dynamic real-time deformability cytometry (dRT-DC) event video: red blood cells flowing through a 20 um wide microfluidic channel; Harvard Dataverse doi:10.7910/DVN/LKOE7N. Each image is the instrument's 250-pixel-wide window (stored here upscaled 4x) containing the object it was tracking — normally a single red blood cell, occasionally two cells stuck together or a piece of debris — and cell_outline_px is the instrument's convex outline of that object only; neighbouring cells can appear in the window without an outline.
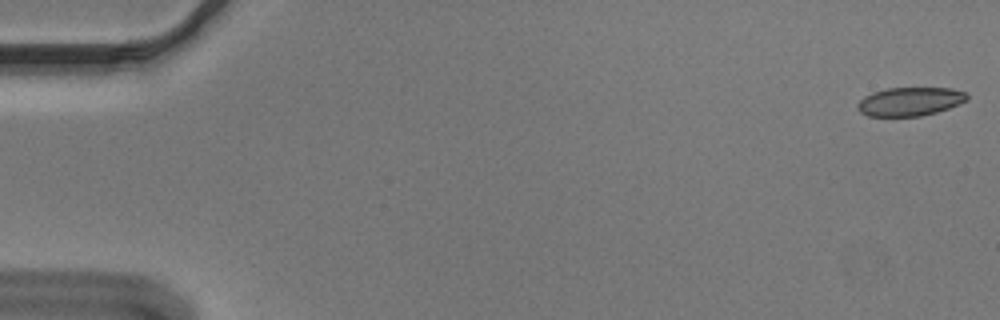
{"species": "Egyptian fruit bat (a non-hibernating species)", "species_latin": "Rousettus aegyptiacus", "temperature_condition": "cold", "stored_images_in_passage": 55, "camera_frame_rate_fps": 3000, "um_per_image_px": 0.085, "animal": {"sex": "male"}, "frame": {"image": 1, "passage_image": 1, "time_ms": 0.0, "image_size_px": [1000, 320], "cell_outline_px": [[968, 100], [948, 108], [936, 112], [920, 116], [868, 116], [860, 112], [856, 108], [856, 104], [864, 96], [872, 92], [888, 88], [952, 88], [964, 92], [968, 96]], "centroid_in_image_um": [77.31, 8.63], "position_along_channel_um": 7.7, "area_um2": 18.26}}
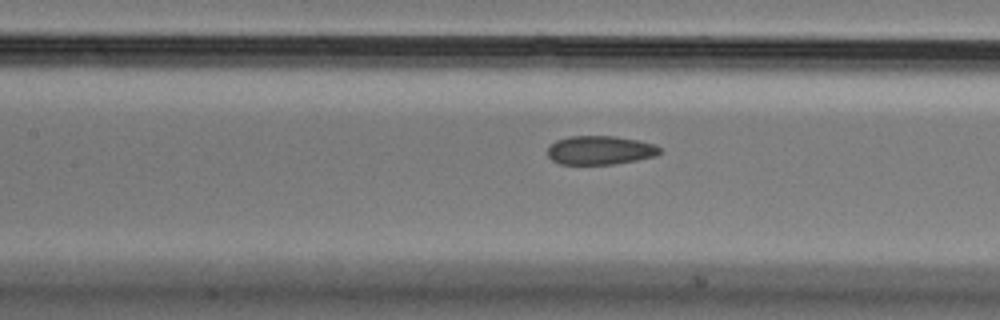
{"frame": {"image": 2, "passage_image": 25, "time_ms": 8.0, "image_size_px": [1000, 320], "cell_outline_px": [[660, 152], [656, 156], [636, 160], [612, 164], [560, 164], [552, 160], [548, 156], [548, 148], [556, 140], [572, 136], [616, 136], [636, 140], [652, 144], [660, 148]], "centroid_in_image_um": [50.98, 12.77], "position_along_channel_um": 156.4, "area_um2": 18.61}}
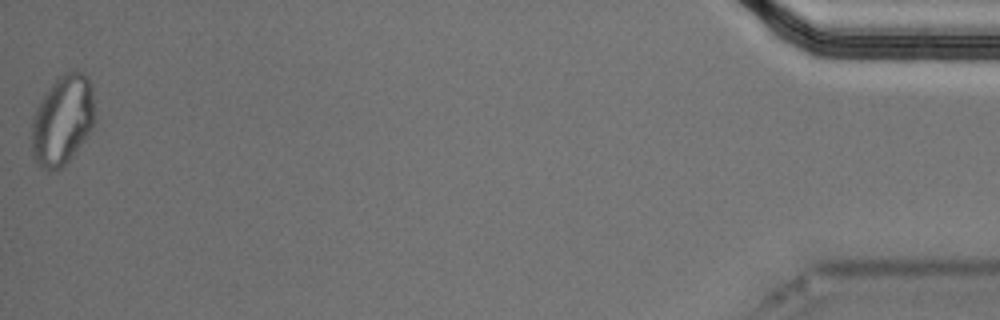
{"frame": {"image": 3, "passage_image": 55, "time_ms": 18.0, "image_size_px": [1000, 320], "cell_outline_px": [[92, 128], [76, 152], [60, 168], [52, 172], [48, 172], [32, 156], [32, 116], [36, 108], [48, 88], [64, 72], [76, 68], [84, 72], [88, 76], [92, 84]], "centroid_in_image_um": [5.3, 10.18], "position_along_channel_um": 429.9, "area_um2": 32.89}, "authors_computed_cell_mechanics": {"area_um2": 19.941, "velocity_mm_per_s": 3.651, "shape_relaxation_time_tau1_ms": null, "shape_relaxation_time_tau2_ms": 2.1055, "deformation_change_tau1": null, "deformation_change_tau2": 0.0709}}